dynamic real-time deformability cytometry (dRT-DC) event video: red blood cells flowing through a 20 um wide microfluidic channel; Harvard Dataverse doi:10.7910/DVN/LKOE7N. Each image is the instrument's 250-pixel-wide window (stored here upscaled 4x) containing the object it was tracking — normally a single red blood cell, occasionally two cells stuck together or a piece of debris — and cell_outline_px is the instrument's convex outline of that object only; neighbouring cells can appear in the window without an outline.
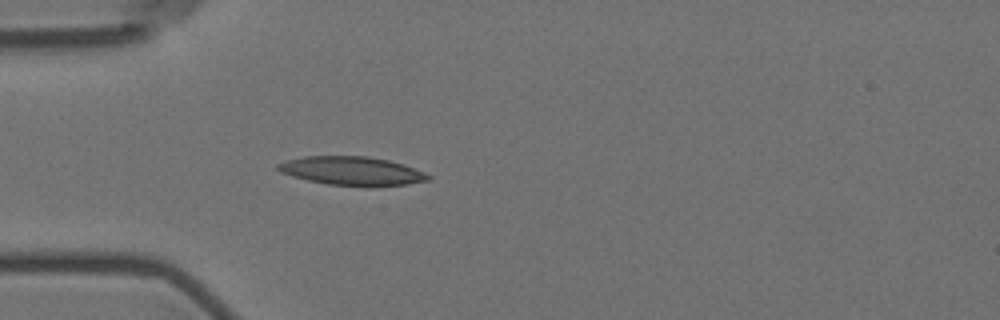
{"species": "Egyptian fruit bat (a non-hibernating species)", "species_latin": "Rousettus aegyptiacus", "temperature_condition": "room temperature", "stored_images_in_passage": 4, "camera_frame_rate_fps": 3000, "um_per_image_px": 0.085, "animal": {"sex": "female"}, "frame": {"image": 1, "passage_image": 4, "time_ms": 4.333, "image_size_px": [1000, 320], "cell_outline_px": [[432, 180], [408, 184], [372, 188], [364, 188], [328, 184], [308, 180], [292, 176], [280, 172], [276, 168], [276, 164], [284, 160], [304, 156], [368, 156], [388, 160], [404, 164], [432, 176]], "centroid_in_image_um": [29.93, 14.55], "position_along_channel_um": 55.1, "area_um2": 25.78}}